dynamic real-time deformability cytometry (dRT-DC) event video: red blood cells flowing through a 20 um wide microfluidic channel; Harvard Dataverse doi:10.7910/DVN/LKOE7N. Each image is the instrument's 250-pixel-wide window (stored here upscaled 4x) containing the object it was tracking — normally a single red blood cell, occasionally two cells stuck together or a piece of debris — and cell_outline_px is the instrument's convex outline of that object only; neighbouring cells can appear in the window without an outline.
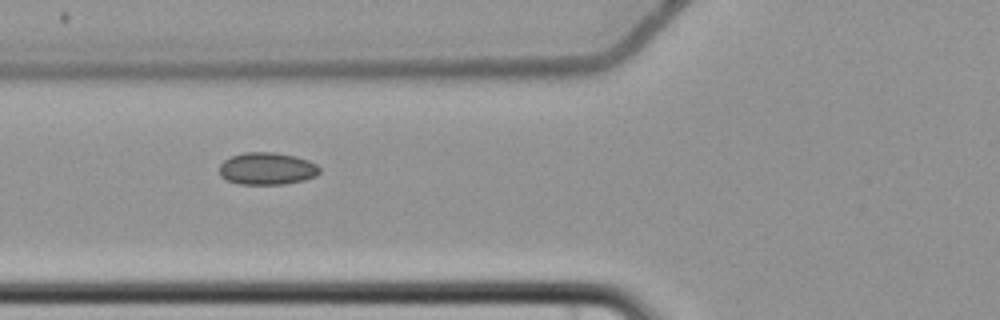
{"species": "common noctule bat (a hibernating species)", "species_latin": "Nyctalus noctula", "temperature_condition": "cold", "stored_images_in_passage": 7, "camera_frame_rate_fps": 3000, "um_per_image_px": 0.085, "animal": {"sex": "female", "body_mass_g": 22.7, "forearm_length_mm": 54.2}, "frame": {"image": 1, "passage_image": 6, "time_ms": 6.667, "image_size_px": [1000, 320], "cell_outline_px": [[320, 172], [316, 176], [304, 180], [284, 184], [240, 184], [228, 180], [220, 176], [220, 164], [224, 160], [232, 156], [244, 152], [276, 152], [296, 156], [308, 160], [316, 164], [320, 168]], "centroid_in_image_um": [22.72, 14.32], "position_along_channel_um": 103.1, "area_um2": 18.9}}
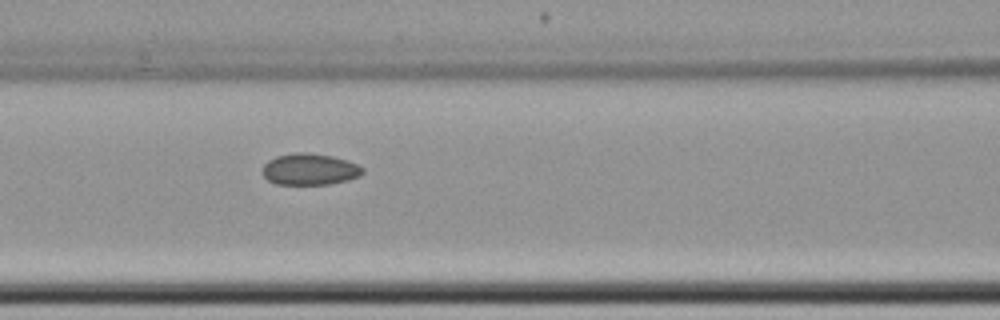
{"frame": {"image": 2, "passage_image": 7, "time_ms": 7.667, "image_size_px": [1000, 320], "cell_outline_px": [[364, 172], [360, 176], [348, 180], [328, 184], [276, 184], [268, 180], [264, 176], [264, 164], [268, 160], [276, 156], [296, 152], [308, 152], [332, 156], [356, 164], [364, 168]], "centroid_in_image_um": [26.33, 14.38], "position_along_channel_um": 140.3, "area_um2": 18.26}}